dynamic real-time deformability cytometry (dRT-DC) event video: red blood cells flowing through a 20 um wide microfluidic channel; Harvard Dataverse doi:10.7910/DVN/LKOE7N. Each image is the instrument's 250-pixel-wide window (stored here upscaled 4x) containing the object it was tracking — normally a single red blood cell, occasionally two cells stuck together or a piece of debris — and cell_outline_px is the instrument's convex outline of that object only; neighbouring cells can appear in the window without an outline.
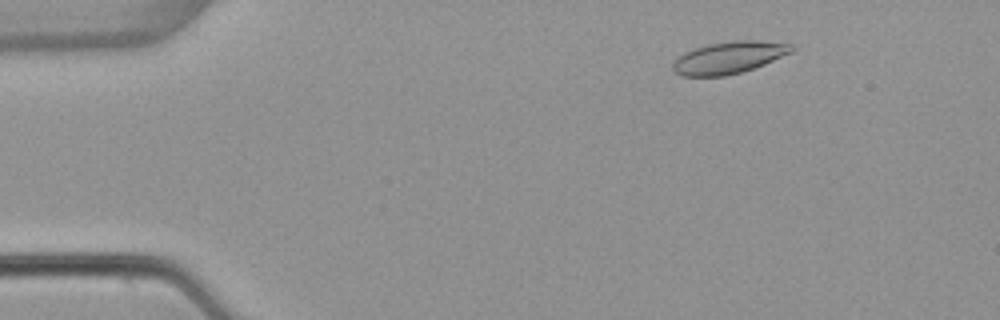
{"species": "common noctule bat (a hibernating species)", "species_latin": "Nyctalus noctula", "temperature_condition": "warm", "stored_images_in_passage": 52, "camera_frame_rate_fps": 3000, "um_per_image_px": 0.085, "animal": {"sex": "female", "body_mass_g": 22.7, "forearm_length_mm": 54.2}, "frame": {"image": 1, "passage_image": 7, "time_ms": 2.0, "image_size_px": [1000, 320], "cell_outline_px": [[796, 48], [792, 52], [764, 64], [740, 72], [724, 76], [680, 76], [672, 72], [672, 64], [684, 52], [708, 44], [736, 40], [756, 40], [792, 44]], "centroid_in_image_um": [61.94, 4.89], "position_along_channel_um": 23.1, "area_um2": 22.08}}
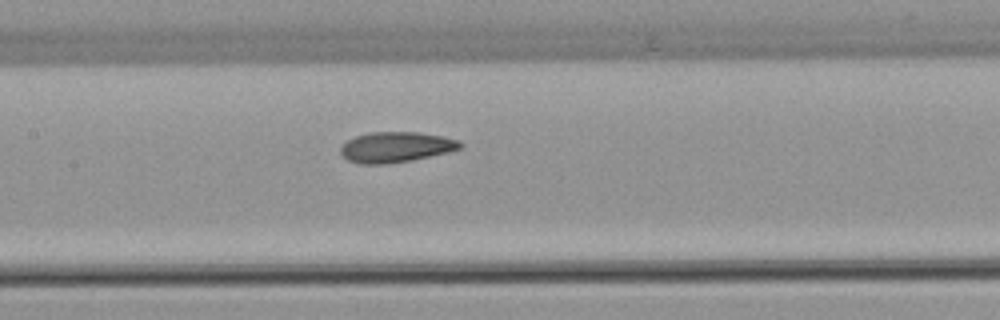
{"frame": {"image": 2, "passage_image": 25, "time_ms": 8.0, "image_size_px": [1000, 320], "cell_outline_px": [[464, 144], [460, 148], [448, 152], [412, 160], [388, 164], [360, 164], [348, 160], [340, 152], [340, 148], [348, 140], [356, 136], [372, 132], [420, 132], [460, 140]], "centroid_in_image_um": [33.66, 12.51], "position_along_channel_um": 173.7, "area_um2": 21.15}}
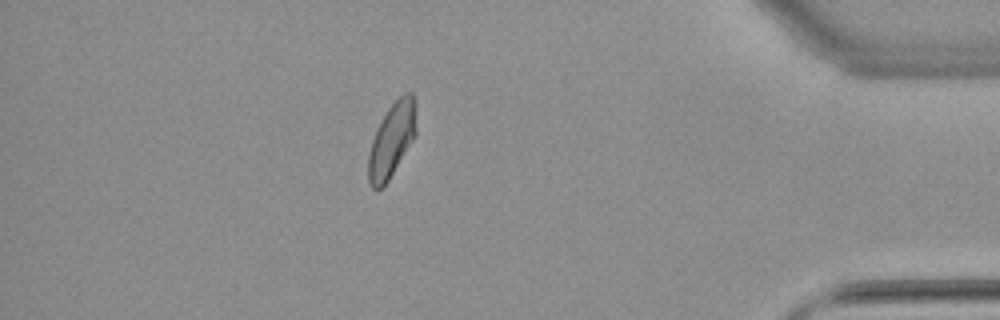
{"frame": {"image": 3, "passage_image": 46, "time_ms": 15.0, "image_size_px": [1000, 320], "cell_outline_px": [[416, 136], [388, 180], [376, 192], [368, 184], [368, 156], [372, 140], [388, 108], [404, 92], [412, 92], [416, 100]], "centroid_in_image_um": [33.32, 11.89], "position_along_channel_um": 401.9, "area_um2": 20.69}, "authors_computed_cell_mechanics": {"area_um2": 21.097, "velocity_mm_per_s": 3.8561, "shape_relaxation_time_tau1_ms": 6.1351, "shape_relaxation_time_tau2_ms": 1.9112, "deformation_change_tau1": 0.1464, "deformation_change_tau2": 0.0592}}